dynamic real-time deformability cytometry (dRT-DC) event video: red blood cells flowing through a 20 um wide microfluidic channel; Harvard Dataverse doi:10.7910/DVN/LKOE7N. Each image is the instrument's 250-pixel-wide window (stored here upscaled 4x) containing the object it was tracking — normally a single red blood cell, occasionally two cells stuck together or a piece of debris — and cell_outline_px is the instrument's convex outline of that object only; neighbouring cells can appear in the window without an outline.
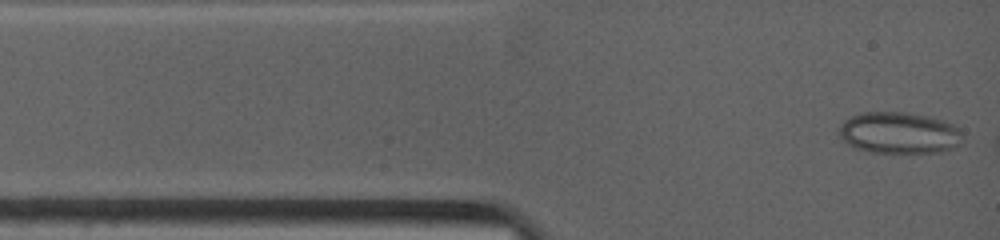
{"species": "common noctule bat (a hibernating species)", "species_latin": "Nyctalus noctula", "temperature_condition": "warm", "stored_images_in_passage": 5, "camera_frame_rate_fps": 4500, "um_per_image_px": 0.085, "animal": {"sex": "female", "body_mass_g": 19.0, "forearm_length_mm": 53.3}, "frame": {"image": 1, "passage_image": 1, "time_ms": 0.0, "image_size_px": [1000, 240], "cell_outline_px": [[964, 132], [956, 144], [940, 152], [872, 152], [852, 148], [840, 136], [840, 124], [844, 120], [860, 112], [900, 112], [924, 116], [956, 124], [964, 128]], "centroid_in_image_um": [76.4, 11.28], "position_along_channel_um": 8.6, "area_um2": 29.65}}